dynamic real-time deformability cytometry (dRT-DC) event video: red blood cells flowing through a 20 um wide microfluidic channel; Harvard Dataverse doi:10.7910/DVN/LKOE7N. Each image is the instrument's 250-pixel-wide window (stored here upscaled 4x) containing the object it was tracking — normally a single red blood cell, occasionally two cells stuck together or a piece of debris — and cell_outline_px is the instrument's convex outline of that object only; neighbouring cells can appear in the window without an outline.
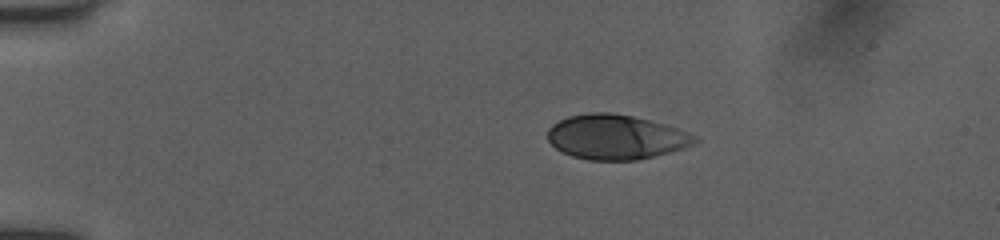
{"species": "human", "species_latin": "Homo sapiens", "temperature_condition": "room temperature", "stored_images_in_passage": 42, "camera_frame_rate_fps": 3000, "um_per_image_px": 0.085, "donor": {"sex": "female"}, "frame": {"image": 1, "passage_image": 1, "time_ms": 0.0, "image_size_px": [1000, 240], "cell_outline_px": [[700, 140], [684, 148], [636, 160], [588, 160], [572, 156], [556, 148], [548, 140], [548, 128], [552, 124], [568, 116], [588, 112], [608, 112], [632, 116], [680, 128], [700, 136]], "centroid_in_image_um": [52.38, 11.64], "position_along_channel_um": 32.6, "area_um2": 38.38}}
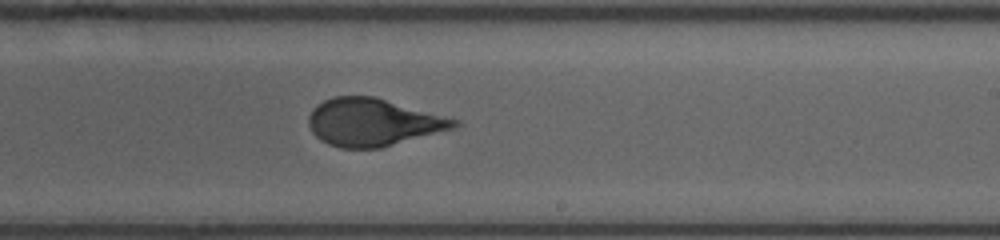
{"frame": {"image": 2, "passage_image": 23, "time_ms": 7.333, "image_size_px": [1000, 240], "cell_outline_px": [[460, 124], [452, 128], [380, 148], [340, 148], [328, 144], [320, 140], [312, 132], [308, 124], [308, 116], [312, 108], [316, 104], [332, 96], [376, 96], [460, 120]], "centroid_in_image_um": [31.66, 10.37], "position_along_channel_um": 257.3, "area_um2": 40.34}}
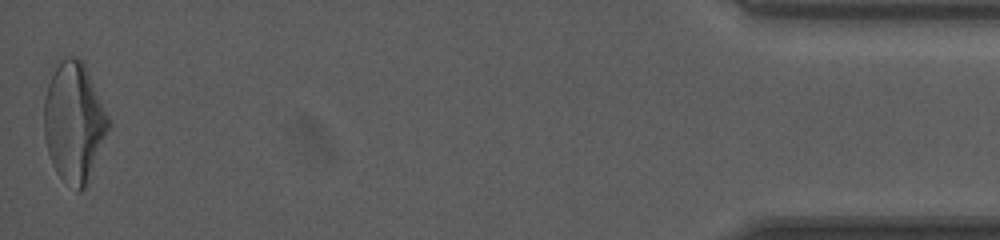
{"frame": {"image": 3, "passage_image": 42, "time_ms": 13.667, "image_size_px": [1000, 240], "cell_outline_px": [[112, 124], [88, 184], [80, 192], [76, 192], [56, 172], [52, 164], [48, 152], [44, 136], [44, 100], [48, 84], [60, 56], [76, 56], [84, 64], [112, 120]], "centroid_in_image_um": [6.32, 10.4], "position_along_channel_um": 428.9, "area_um2": 45.72}, "authors_computed_cell_mechanics": {"area_um2": 40.3444, "velocity_mm_per_s": 3.9955, "shape_relaxation_time_tau1_ms": 4.4641, "shape_relaxation_time_tau2_ms": null, "deformation_change_tau1": 0.1803, "deformation_change_tau2": null}}